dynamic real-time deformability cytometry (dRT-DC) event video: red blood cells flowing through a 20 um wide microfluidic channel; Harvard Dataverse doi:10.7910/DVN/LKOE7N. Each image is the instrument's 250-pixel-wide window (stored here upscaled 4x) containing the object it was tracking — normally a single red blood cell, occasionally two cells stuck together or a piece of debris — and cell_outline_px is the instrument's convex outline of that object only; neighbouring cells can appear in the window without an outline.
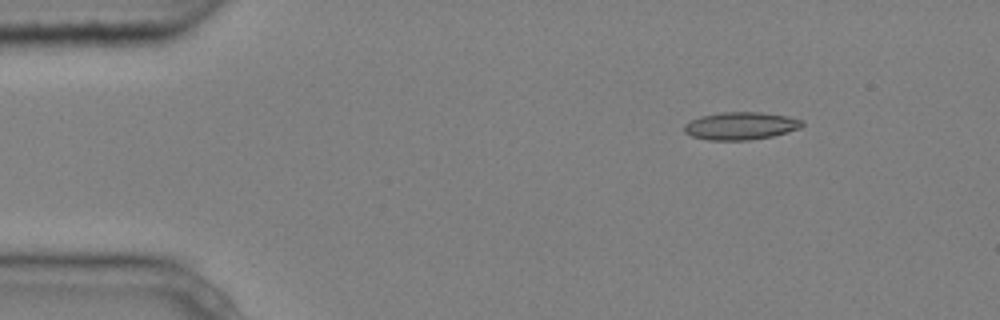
{"species": "common noctule bat (a hibernating species)", "species_latin": "Nyctalus noctula", "temperature_condition": "cold", "stored_images_in_passage": 5, "camera_frame_rate_fps": 3000, "um_per_image_px": 0.085, "animal": {"sex": "male", "body_mass_g": 20.4}, "frame": {"image": 1, "passage_image": 2, "time_ms": 0.333, "image_size_px": [1000, 320], "cell_outline_px": [[804, 124], [800, 128], [788, 132], [772, 136], [748, 140], [708, 140], [692, 136], [684, 132], [684, 124], [700, 116], [720, 112], [760, 112], [788, 116], [804, 120]], "centroid_in_image_um": [62.97, 10.69], "position_along_channel_um": 22.0, "area_um2": 19.07}}